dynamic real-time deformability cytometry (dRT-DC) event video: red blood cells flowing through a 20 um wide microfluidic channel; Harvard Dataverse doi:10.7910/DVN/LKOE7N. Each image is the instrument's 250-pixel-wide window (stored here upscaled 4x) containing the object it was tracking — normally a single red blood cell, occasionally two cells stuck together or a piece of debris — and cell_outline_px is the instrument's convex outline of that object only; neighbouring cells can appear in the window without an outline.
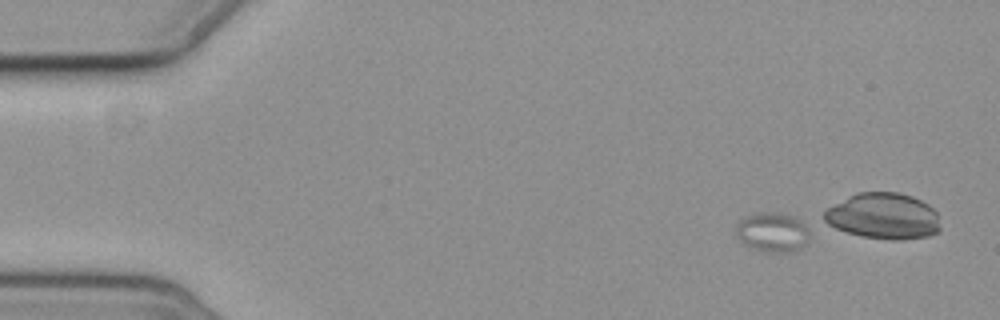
{"species": "common noctule bat (a hibernating species)", "species_latin": "Nyctalus noctula", "temperature_condition": "cold", "stored_images_in_passage": 4, "segment_of_instrument_passage": [1, 2], "camera_frame_rate_fps": 3000, "um_per_image_px": 0.085, "animal": {"sex": "female", "body_mass_g": 19.3, "forearm_length_mm": 54.1}, "frame": {"image": 1, "passage_image": 1, "time_ms": 0.0, "image_size_px": [1000, 320], "cell_outline_px": [[808, 244], [804, 248], [796, 252], [760, 252], [744, 244], [736, 236], [736, 228], [740, 220], [744, 216], [760, 212], [776, 212], [792, 216], [808, 224]], "centroid_in_image_um": [65.7, 19.76], "position_along_channel_um": 19.3, "area_um2": 17.46}}